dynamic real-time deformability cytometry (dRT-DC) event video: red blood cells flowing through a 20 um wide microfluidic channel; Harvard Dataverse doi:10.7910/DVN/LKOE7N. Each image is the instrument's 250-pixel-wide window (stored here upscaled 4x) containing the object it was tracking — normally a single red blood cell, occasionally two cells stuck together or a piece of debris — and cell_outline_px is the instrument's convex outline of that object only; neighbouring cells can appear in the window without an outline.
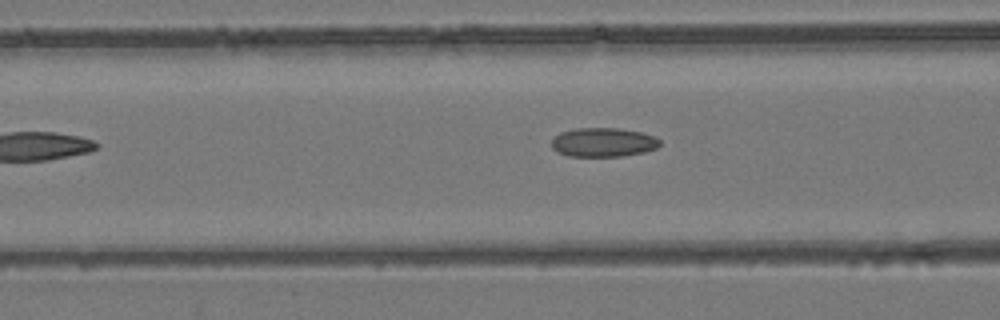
{"species": "common noctule bat (a hibernating species)", "species_latin": "Nyctalus noctula", "temperature_condition": "room temperature", "stored_images_in_passage": 7, "camera_frame_rate_fps": 3000, "um_per_image_px": 0.085, "animal": {"sex": "female", "body_mass_g": 24.6, "forearm_length_mm": 56.2}, "frame": {"image": 1, "passage_image": 6, "time_ms": 6.0, "image_size_px": [1000, 320], "cell_outline_px": [[660, 144], [656, 148], [644, 152], [620, 156], [568, 156], [552, 148], [552, 140], [560, 132], [576, 128], [616, 128], [640, 132], [652, 136], [660, 140]], "centroid_in_image_um": [51.26, 12.09], "position_along_channel_um": 115.3, "area_um2": 18.09}}